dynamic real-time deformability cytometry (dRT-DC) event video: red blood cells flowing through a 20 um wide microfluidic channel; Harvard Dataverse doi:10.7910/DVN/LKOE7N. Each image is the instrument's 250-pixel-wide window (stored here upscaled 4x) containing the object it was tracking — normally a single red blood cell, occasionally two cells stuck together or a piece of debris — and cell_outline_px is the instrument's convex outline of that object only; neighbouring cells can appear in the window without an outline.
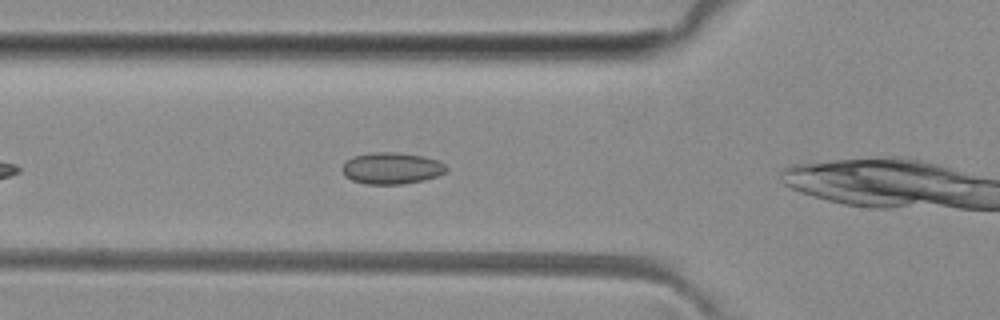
{"species": "common noctule bat (a hibernating species)", "species_latin": "Nyctalus noctula", "temperature_condition": "room temperature", "stored_images_in_passage": 34, "camera_frame_rate_fps": 3000, "um_per_image_px": 0.085, "animal": {"sex": "female", "body_mass_g": 29.2, "forearm_length_mm": 56.3}, "frame": {"image": 1, "passage_image": 6, "time_ms": 1.667, "image_size_px": [1000, 320], "cell_outline_px": [[448, 168], [444, 172], [436, 176], [424, 180], [404, 184], [364, 184], [352, 180], [344, 176], [340, 168], [352, 156], [376, 152], [392, 152], [424, 156], [448, 164]], "centroid_in_image_um": [33.28, 14.31], "position_along_channel_um": 92.5, "area_um2": 19.25}}
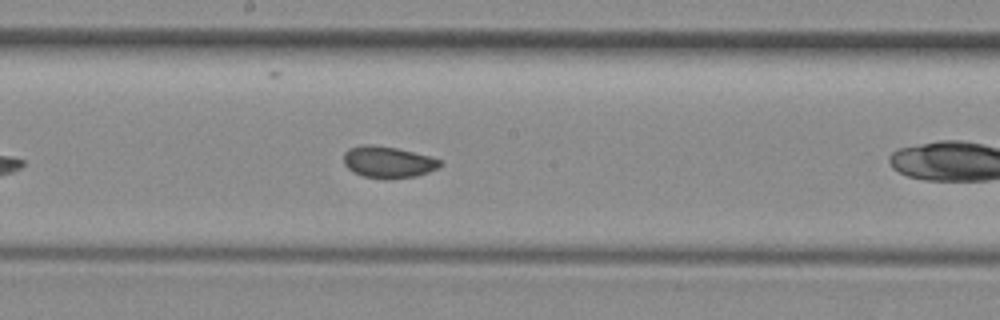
{"frame": {"image": 2, "passage_image": 15, "time_ms": 4.667, "image_size_px": [1000, 320], "cell_outline_px": [[444, 164], [440, 168], [416, 176], [388, 180], [384, 180], [364, 176], [352, 172], [344, 164], [344, 152], [348, 148], [360, 144], [372, 144], [396, 148], [432, 156], [440, 160]], "centroid_in_image_um": [33.0, 13.78], "position_along_channel_um": 215.2, "area_um2": 18.21}, "authors_computed_cell_mechanics": {"area_um2": 18.2359, "velocity_mm_per_s": 4.0828, "shape_relaxation_time_tau1_ms": 6.4461, "shape_relaxation_time_tau2_ms": 1.0913, "deformation_change_tau1": 0.0798, "deformation_change_tau2": 0.0398}}